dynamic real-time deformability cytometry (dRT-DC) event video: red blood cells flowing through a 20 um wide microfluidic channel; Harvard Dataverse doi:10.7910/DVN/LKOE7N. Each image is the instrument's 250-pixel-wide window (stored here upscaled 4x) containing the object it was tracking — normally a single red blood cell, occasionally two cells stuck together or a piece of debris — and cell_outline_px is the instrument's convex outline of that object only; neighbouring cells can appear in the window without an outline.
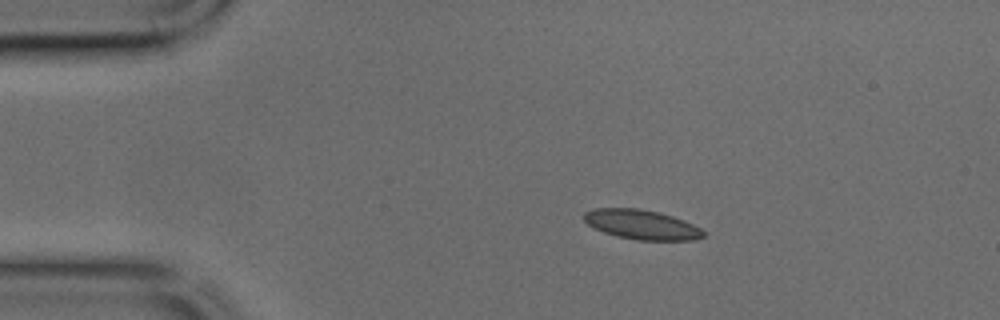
{"species": "common noctule bat (a hibernating species)", "species_latin": "Nyctalus noctula", "temperature_condition": "cold", "stored_images_in_passage": 22, "camera_frame_rate_fps": 3000, "um_per_image_px": 0.085, "animal": {"sex": "male", "body_mass_g": 17.9, "forearm_length_mm": 54.2}, "frame": {"image": 1, "passage_image": 7, "time_ms": 2.0, "image_size_px": [1000, 320], "cell_outline_px": [[704, 236], [692, 240], [636, 240], [616, 236], [604, 232], [588, 224], [584, 220], [584, 212], [596, 208], [636, 208], [660, 212], [684, 220], [700, 228], [704, 232]], "centroid_in_image_um": [54.54, 19.08], "position_along_channel_um": 30.5, "area_um2": 20.46}}